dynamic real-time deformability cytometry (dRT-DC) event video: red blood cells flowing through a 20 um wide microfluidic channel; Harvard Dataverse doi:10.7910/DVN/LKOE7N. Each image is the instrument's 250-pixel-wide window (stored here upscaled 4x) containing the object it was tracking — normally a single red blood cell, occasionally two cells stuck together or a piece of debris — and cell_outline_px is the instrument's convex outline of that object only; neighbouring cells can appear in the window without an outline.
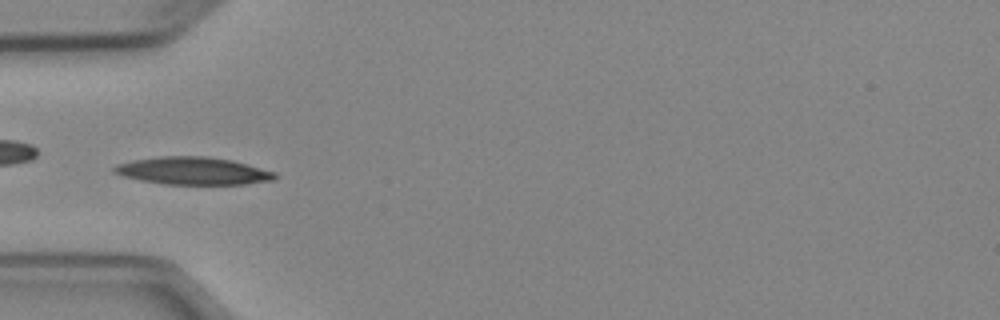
{"species": "Egyptian fruit bat (a non-hibernating species)", "species_latin": "Rousettus aegyptiacus", "temperature_condition": "cold", "stored_images_in_passage": 4, "camera_frame_rate_fps": 3000, "um_per_image_px": 0.085, "animal": {"sex": "female"}, "frame": {"image": 1, "passage_image": 4, "time_ms": 3.333, "image_size_px": [1000, 320], "cell_outline_px": [[276, 180], [244, 184], [164, 184], [140, 180], [120, 176], [112, 172], [112, 168], [116, 164], [132, 160], [160, 156], [208, 156], [232, 160], [276, 172]], "centroid_in_image_um": [16.37, 14.52], "position_along_channel_um": 68.6, "area_um2": 26.01}}